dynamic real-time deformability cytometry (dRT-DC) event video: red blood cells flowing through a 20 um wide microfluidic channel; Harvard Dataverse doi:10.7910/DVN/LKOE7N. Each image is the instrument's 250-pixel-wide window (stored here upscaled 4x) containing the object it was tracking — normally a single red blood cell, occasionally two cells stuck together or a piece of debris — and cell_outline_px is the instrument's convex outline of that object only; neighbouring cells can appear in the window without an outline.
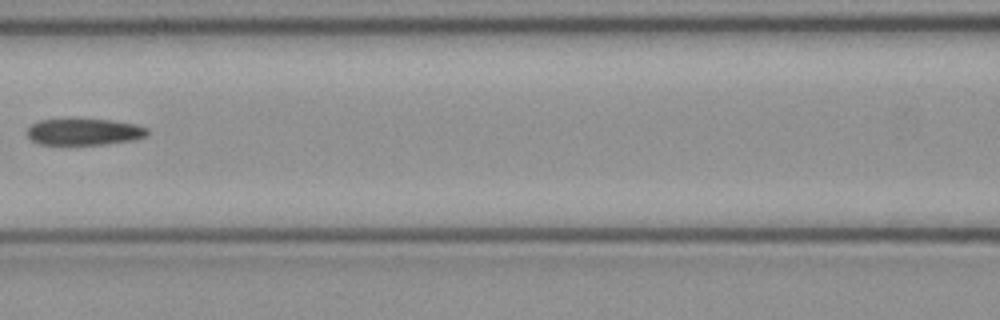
{"species": "common noctule bat (a hibernating species)", "species_latin": "Nyctalus noctula", "temperature_condition": "cold", "stored_images_in_passage": 3, "camera_frame_rate_fps": 3000, "um_per_image_px": 0.085, "animal": {"sex": "female", "body_mass_g": 21.9}, "frame": {"image": 1, "passage_image": 3, "time_ms": 0.667, "image_size_px": [1000, 320], "cell_outline_px": [[148, 136], [132, 140], [108, 144], [40, 144], [32, 140], [28, 136], [28, 128], [32, 124], [40, 120], [76, 116], [112, 120], [136, 124], [148, 128]], "centroid_in_image_um": [7.17, 11.15], "position_along_channel_um": 159.4, "area_um2": 19.36}}